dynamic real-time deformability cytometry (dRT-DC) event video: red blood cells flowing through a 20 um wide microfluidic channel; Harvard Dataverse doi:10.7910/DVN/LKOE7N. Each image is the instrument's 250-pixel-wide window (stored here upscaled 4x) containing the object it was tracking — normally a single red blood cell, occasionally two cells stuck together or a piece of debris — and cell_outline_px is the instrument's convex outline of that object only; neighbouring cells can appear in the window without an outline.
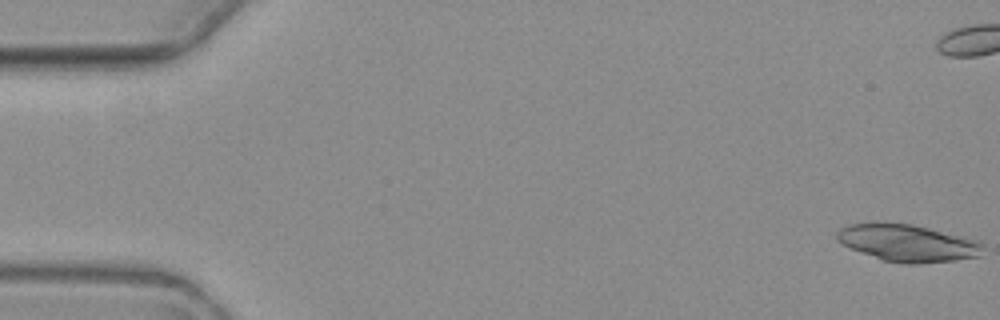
{"species": "common noctule bat (a hibernating species)", "species_latin": "Nyctalus noctula", "temperature_condition": "warm", "stored_images_in_passage": 7, "camera_frame_rate_fps": 3000, "um_per_image_px": 0.085, "animal": {"sex": "female", "body_mass_g": 19.3, "forearm_length_mm": 54.1}, "frame": {"image": 1, "passage_image": 1, "time_ms": 0.0, "image_size_px": [1000, 320], "cell_outline_px": [[984, 244], [980, 256], [956, 260], [916, 264], [908, 264], [884, 260], [852, 248], [836, 240], [836, 232], [840, 228], [848, 224], [872, 220], [880, 220], [912, 224], [976, 240]], "centroid_in_image_um": [77.09, 20.61], "position_along_channel_um": 7.9, "area_um2": 31.79}}